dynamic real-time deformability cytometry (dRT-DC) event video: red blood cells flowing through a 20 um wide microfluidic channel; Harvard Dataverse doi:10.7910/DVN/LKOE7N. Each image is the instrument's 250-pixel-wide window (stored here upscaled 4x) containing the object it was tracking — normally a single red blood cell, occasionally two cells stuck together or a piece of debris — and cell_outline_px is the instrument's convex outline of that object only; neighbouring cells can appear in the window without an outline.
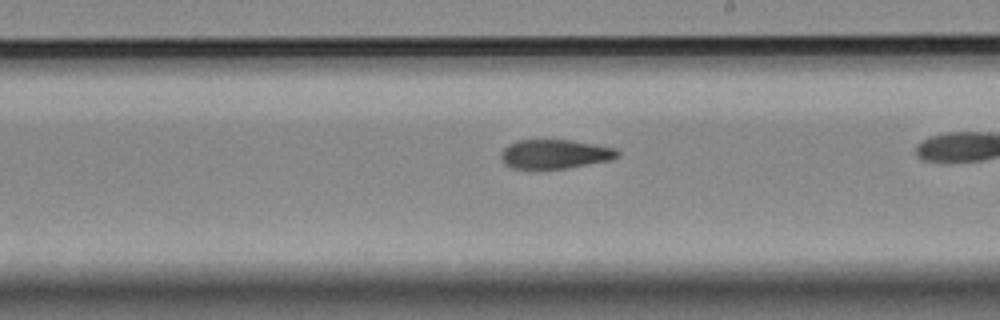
{"species": "Egyptian fruit bat (a non-hibernating species)", "species_latin": "Rousettus aegyptiacus", "temperature_condition": "room temperature", "stored_images_in_passage": 31, "camera_frame_rate_fps": 3000, "um_per_image_px": 0.085, "animal": {"sex": "female"}, "frame": {"image": 1, "passage_image": 22, "time_ms": 7.0, "image_size_px": [1000, 320], "cell_outline_px": [[620, 156], [612, 160], [564, 168], [512, 168], [504, 164], [500, 160], [500, 156], [504, 148], [508, 144], [520, 140], [568, 140], [596, 144], [616, 148], [620, 152]], "centroid_in_image_um": [47.18, 13.09], "position_along_channel_um": 241.8, "area_um2": 19.77}}